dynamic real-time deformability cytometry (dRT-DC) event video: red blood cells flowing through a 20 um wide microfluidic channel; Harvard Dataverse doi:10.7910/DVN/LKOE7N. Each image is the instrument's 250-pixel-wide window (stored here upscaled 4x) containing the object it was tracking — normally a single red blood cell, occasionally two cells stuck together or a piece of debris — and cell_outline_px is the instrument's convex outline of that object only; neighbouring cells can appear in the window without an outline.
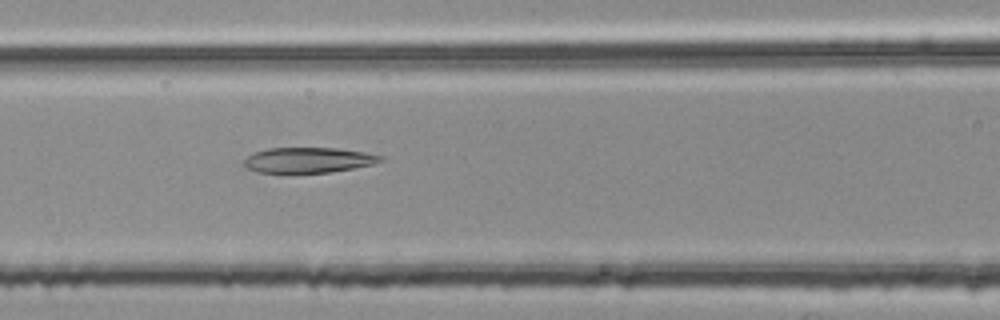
{"species": "common noctule bat (a hibernating species)", "species_latin": "Nyctalus noctula", "temperature_condition": "room temperature", "stored_images_in_passage": 32, "camera_frame_rate_fps": 3000, "um_per_image_px": 0.085, "animal": {"sex": "female", "body_mass_g": 25.1}, "frame": {"image": 1, "passage_image": 11, "time_ms": 3.333, "image_size_px": [1000, 320], "cell_outline_px": [[384, 160], [372, 164], [332, 172], [260, 172], [248, 168], [244, 164], [244, 160], [252, 152], [268, 148], [336, 148], [364, 152], [384, 156]], "centroid_in_image_um": [26.22, 13.59], "position_along_channel_um": 140.4, "area_um2": 19.94}}
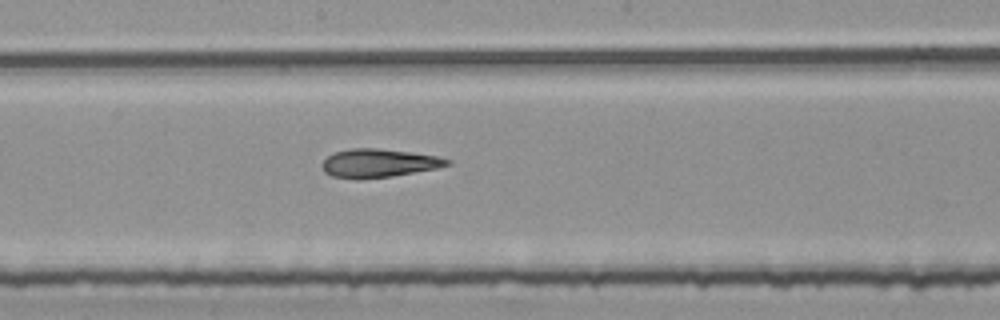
{"frame": {"image": 2, "passage_image": 17, "time_ms": 5.333, "image_size_px": [1000, 320], "cell_outline_px": [[452, 164], [436, 168], [392, 176], [360, 180], [356, 180], [332, 176], [324, 172], [320, 164], [332, 152], [352, 148], [380, 148], [412, 152], [436, 156], [452, 160]], "centroid_in_image_um": [32.15, 13.87], "position_along_channel_um": 216.0, "area_um2": 21.04}}
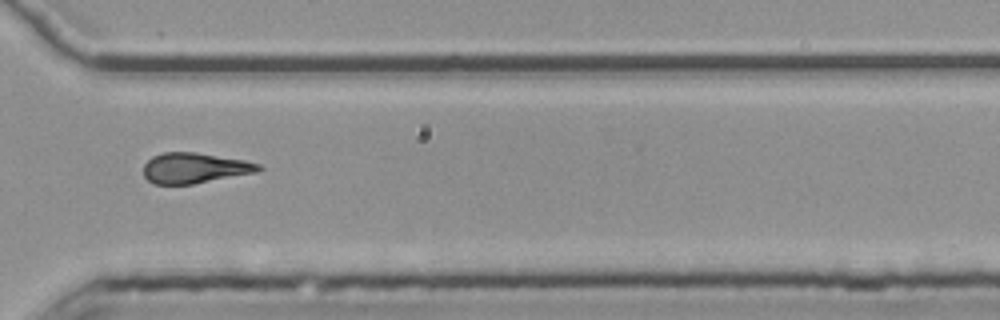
{"frame": {"image": 3, "passage_image": 28, "time_ms": 9.0, "image_size_px": [1000, 320], "cell_outline_px": [[264, 168], [256, 172], [192, 184], [152, 184], [144, 176], [144, 164], [152, 156], [164, 152], [196, 152], [244, 160], [260, 164]], "centroid_in_image_um": [16.52, 14.28], "position_along_channel_um": 354.1, "area_um2": 20.35}}